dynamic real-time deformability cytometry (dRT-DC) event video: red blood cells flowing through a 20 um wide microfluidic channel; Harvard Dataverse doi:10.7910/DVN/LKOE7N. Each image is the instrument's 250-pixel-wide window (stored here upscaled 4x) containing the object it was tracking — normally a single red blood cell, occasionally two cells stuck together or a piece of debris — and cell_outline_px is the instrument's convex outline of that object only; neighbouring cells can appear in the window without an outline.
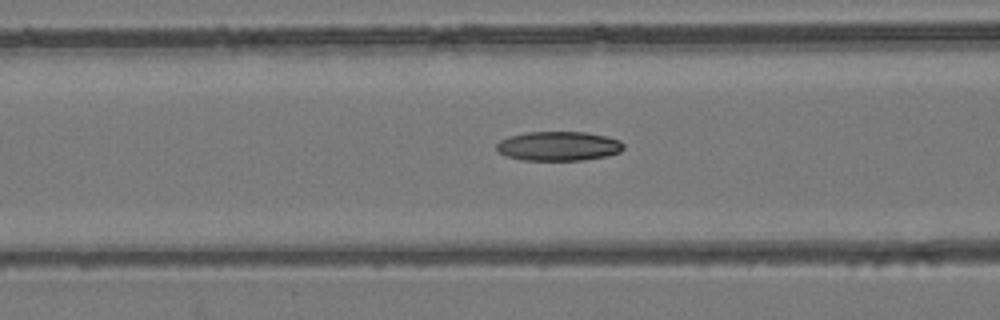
{"species": "common noctule bat (a hibernating species)", "species_latin": "Nyctalus noctula", "temperature_condition": "room temperature", "stored_images_in_passage": 49, "camera_frame_rate_fps": 3000, "um_per_image_px": 0.085, "animal": {"sex": "female", "body_mass_g": 24.6, "forearm_length_mm": 56.2}, "frame": {"image": 1, "passage_image": 20, "time_ms": 6.333, "image_size_px": [1000, 320], "cell_outline_px": [[624, 148], [620, 152], [608, 156], [584, 160], [524, 160], [508, 156], [500, 152], [496, 148], [496, 144], [500, 140], [508, 136], [524, 132], [584, 132], [604, 136], [620, 140], [624, 144]], "centroid_in_image_um": [47.49, 12.41], "position_along_channel_um": 119.1, "area_um2": 21.73}}
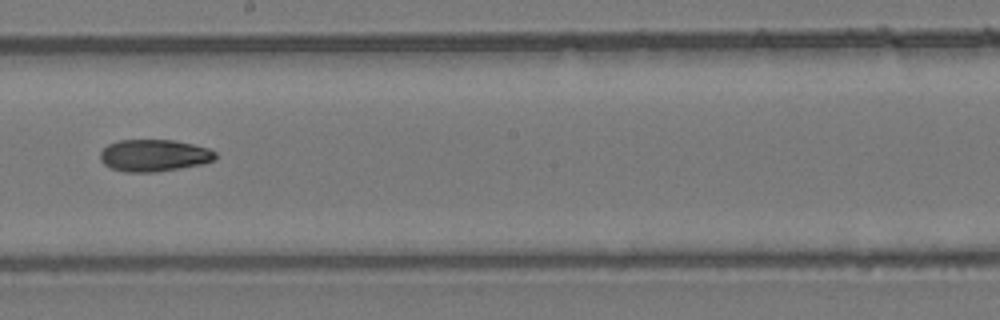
{"frame": {"image": 2, "passage_image": 28, "time_ms": 9.0, "image_size_px": [1000, 320], "cell_outline_px": [[216, 160], [204, 164], [156, 172], [128, 172], [112, 168], [104, 164], [100, 160], [100, 152], [108, 144], [120, 140], [176, 140], [208, 148], [216, 152]], "centroid_in_image_um": [13.12, 13.21], "position_along_channel_um": 235.1, "area_um2": 21.56}}
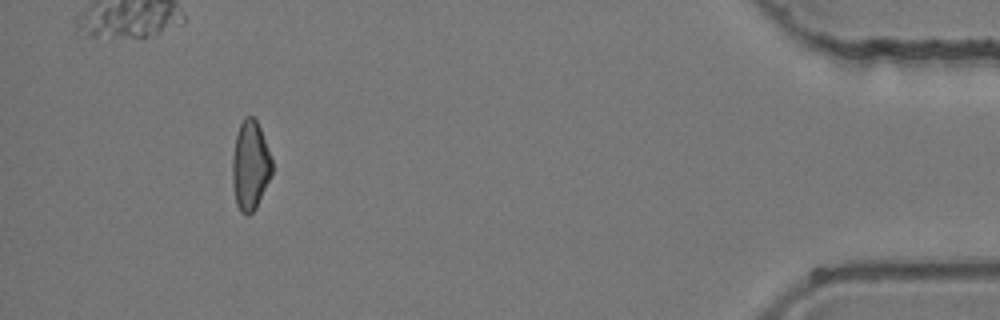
{"frame": {"image": 3, "passage_image": 45, "time_ms": 14.667, "image_size_px": [1000, 320], "cell_outline_px": [[272, 172], [256, 208], [248, 216], [244, 216], [240, 212], [236, 204], [232, 184], [232, 156], [236, 136], [240, 124], [244, 116], [252, 116], [256, 120], [260, 128], [272, 160]], "centroid_in_image_um": [21.25, 14.09], "position_along_channel_um": 414.0, "area_um2": 20.63}}